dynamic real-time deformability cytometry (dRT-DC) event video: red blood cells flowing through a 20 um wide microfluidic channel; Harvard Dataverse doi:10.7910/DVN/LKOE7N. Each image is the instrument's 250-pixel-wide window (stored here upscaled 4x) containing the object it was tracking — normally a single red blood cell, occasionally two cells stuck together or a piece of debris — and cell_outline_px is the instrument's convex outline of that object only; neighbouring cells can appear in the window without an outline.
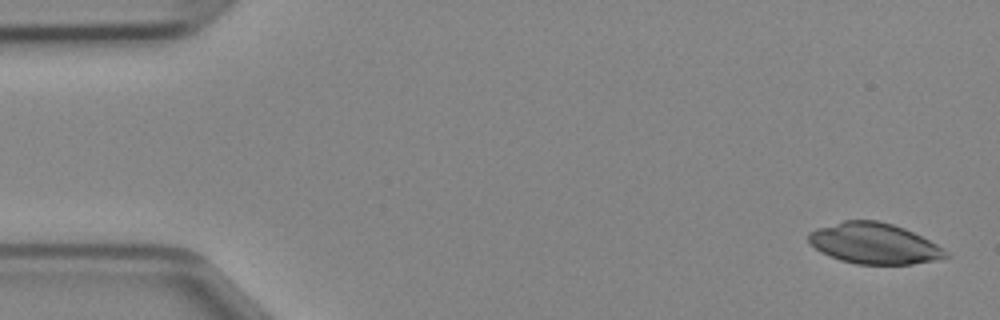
{"species": "Egyptian fruit bat (a non-hibernating species)", "species_latin": "Rousettus aegyptiacus", "temperature_condition": "cold", "stored_images_in_passage": 47, "camera_frame_rate_fps": 3000, "um_per_image_px": 0.085, "animal": {"sex": "female"}, "frame": {"image": 1, "passage_image": 2, "time_ms": 0.333, "image_size_px": [1000, 320], "cell_outline_px": [[952, 256], [936, 260], [912, 264], [856, 264], [840, 260], [820, 252], [808, 240], [808, 232], [816, 228], [844, 220], [876, 220], [892, 224], [904, 228], [944, 248]], "centroid_in_image_um": [74.3, 20.7], "position_along_channel_um": 10.7, "area_um2": 32.6}}
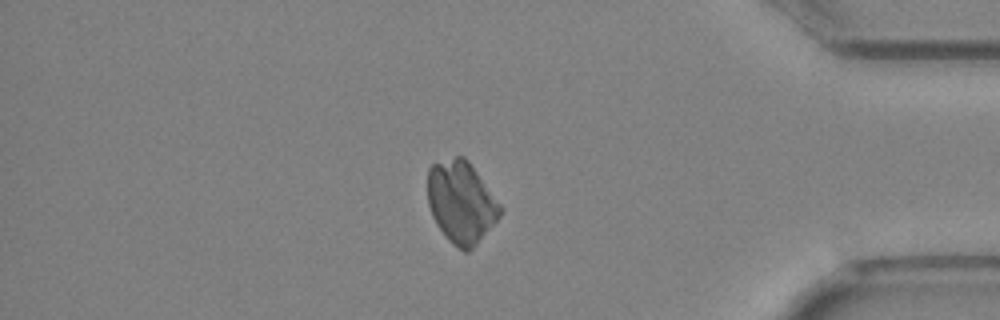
{"frame": {"image": 2, "passage_image": 40, "time_ms": 13.0, "image_size_px": [1000, 320], "cell_outline_px": [[504, 208], [500, 216], [476, 244], [468, 252], [464, 252], [452, 244], [444, 236], [436, 224], [432, 216], [428, 204], [428, 168], [432, 164], [456, 156], [464, 156], [468, 160]], "centroid_in_image_um": [39.2, 17.19], "position_along_channel_um": 396.0, "area_um2": 34.74}}
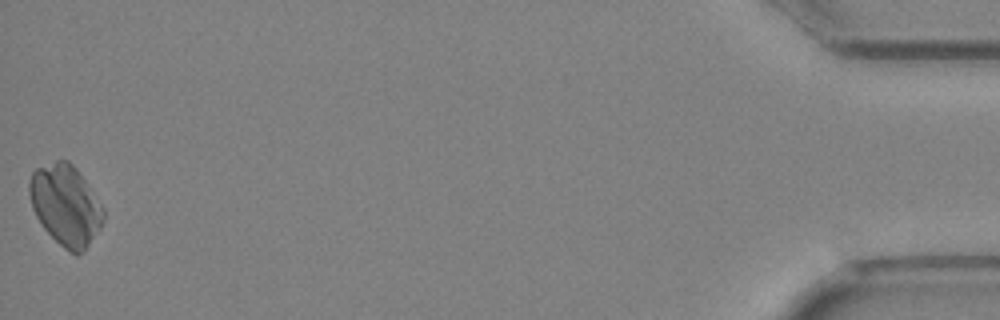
{"frame": {"image": 3, "passage_image": 47, "time_ms": 15.333, "image_size_px": [1000, 320], "cell_outline_px": [[104, 220], [100, 228], [84, 252], [76, 256], [64, 248], [40, 224], [32, 208], [28, 192], [28, 180], [32, 172], [36, 168], [56, 160], [68, 160], [76, 168], [104, 208]], "centroid_in_image_um": [5.56, 17.44], "position_along_channel_um": 429.6, "area_um2": 34.85}}